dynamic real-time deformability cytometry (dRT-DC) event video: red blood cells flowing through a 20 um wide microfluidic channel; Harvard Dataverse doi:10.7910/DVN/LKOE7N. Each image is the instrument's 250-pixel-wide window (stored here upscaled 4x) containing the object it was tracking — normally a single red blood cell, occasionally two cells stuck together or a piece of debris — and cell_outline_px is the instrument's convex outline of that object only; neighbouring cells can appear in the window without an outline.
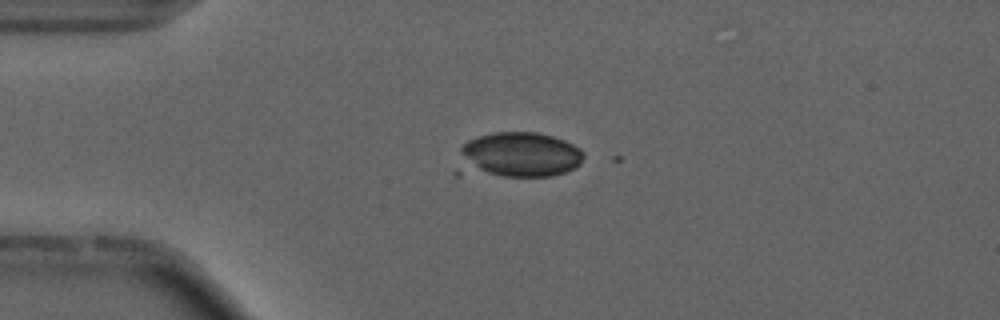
{"species": "common noctule bat (a hibernating species)", "species_latin": "Nyctalus noctula", "temperature_condition": "cold", "stored_images_in_passage": 2, "camera_frame_rate_fps": 3000, "um_per_image_px": 0.085, "animal": {"sex": "male", "forearm_length_mm": 52.5}, "frame": {"image": 1, "passage_image": 1, "time_ms": 0.0, "image_size_px": [1000, 320], "cell_outline_px": [[584, 156], [580, 164], [576, 168], [552, 176], [500, 176], [488, 172], [480, 168], [460, 152], [460, 148], [468, 140], [476, 136], [492, 132], [536, 132], [552, 136], [564, 140], [580, 148], [584, 152]], "centroid_in_image_um": [44.39, 13.09], "position_along_channel_um": 40.6, "area_um2": 31.21}}